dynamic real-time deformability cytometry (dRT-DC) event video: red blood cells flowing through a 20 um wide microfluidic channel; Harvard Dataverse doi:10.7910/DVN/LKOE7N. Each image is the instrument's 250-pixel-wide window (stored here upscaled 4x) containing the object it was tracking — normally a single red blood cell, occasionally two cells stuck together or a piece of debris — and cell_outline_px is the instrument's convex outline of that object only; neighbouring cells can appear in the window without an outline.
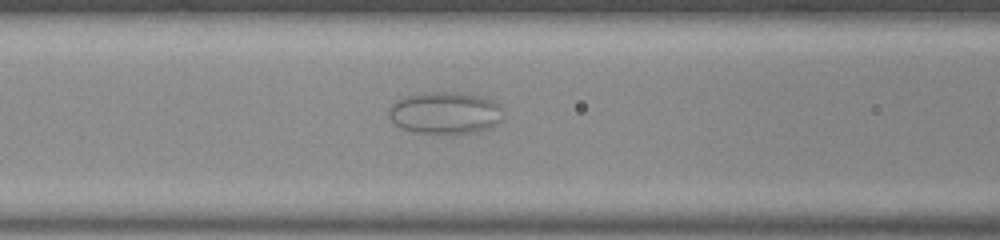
{"species": "common noctule bat (a hibernating species)", "species_latin": "Nyctalus noctula", "temperature_condition": "room temperature", "stored_images_in_passage": 57, "camera_frame_rate_fps": 3000, "um_per_image_px": 0.085, "animal": {"sex": "male", "body_mass_g": 20.0, "forearm_length_mm": 53.3}, "frame": {"image": 1, "passage_image": 24, "time_ms": 7.667, "image_size_px": [1000, 240], "cell_outline_px": [[500, 120], [496, 124], [488, 128], [476, 132], [456, 136], [444, 136], [412, 132], [396, 124], [388, 116], [388, 108], [396, 100], [404, 96], [420, 92], [456, 92], [480, 96], [496, 100], [500, 108]], "centroid_in_image_um": [37.8, 9.62], "position_along_channel_um": 128.8, "area_um2": 28.84}}
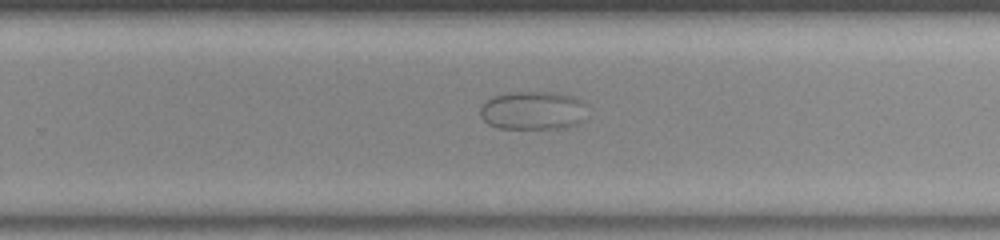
{"frame": {"image": 2, "passage_image": 37, "time_ms": 12.0, "image_size_px": [1000, 240], "cell_outline_px": [[588, 104], [584, 120], [576, 124], [564, 128], [496, 128], [488, 124], [480, 116], [480, 108], [492, 96], [508, 92], [556, 92], [572, 96], [584, 100]], "centroid_in_image_um": [45.34, 9.38], "position_along_channel_um": 284.5, "area_um2": 24.39}}
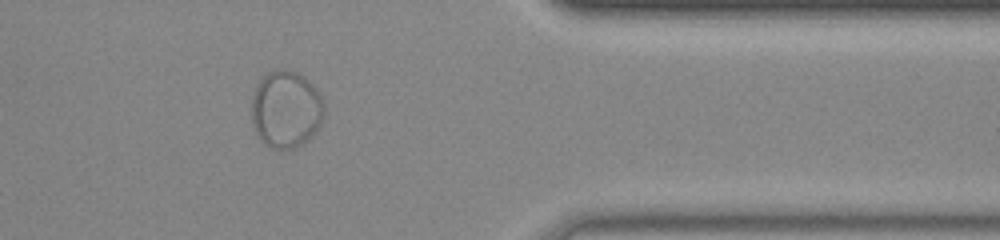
{"frame": {"image": 3, "passage_image": 47, "time_ms": 15.333, "image_size_px": [1000, 240], "cell_outline_px": [[324, 112], [320, 124], [312, 136], [308, 140], [292, 148], [272, 148], [264, 144], [256, 136], [252, 124], [252, 100], [256, 88], [260, 80], [268, 72], [280, 68], [296, 72], [304, 76], [316, 88], [324, 104]], "centroid_in_image_um": [24.3, 9.29], "position_along_channel_um": 387.1, "area_um2": 32.6}}